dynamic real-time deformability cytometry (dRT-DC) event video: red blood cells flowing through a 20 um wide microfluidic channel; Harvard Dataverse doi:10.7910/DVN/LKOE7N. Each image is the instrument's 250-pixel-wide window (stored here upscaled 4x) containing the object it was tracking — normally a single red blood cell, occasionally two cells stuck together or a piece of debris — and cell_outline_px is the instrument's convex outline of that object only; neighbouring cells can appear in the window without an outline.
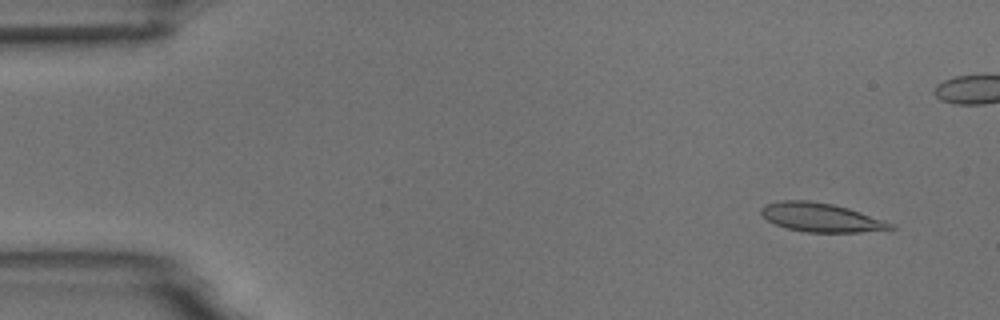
{"species": "common noctule bat (a hibernating species)", "species_latin": "Nyctalus noctula", "temperature_condition": "room temperature", "stored_images_in_passage": 6, "camera_frame_rate_fps": 3000, "um_per_image_px": 0.085, "animal": {"sex": "male", "body_mass_g": 18.8}, "frame": {"image": 1, "passage_image": 2, "time_ms": 1.0, "image_size_px": [1000, 320], "cell_outline_px": [[896, 228], [860, 232], [808, 232], [788, 228], [776, 224], [768, 220], [760, 212], [760, 208], [764, 204], [784, 200], [808, 200], [832, 204], [848, 208], [884, 220], [892, 224]], "centroid_in_image_um": [69.76, 18.47], "position_along_channel_um": 15.2, "area_um2": 21.44}}